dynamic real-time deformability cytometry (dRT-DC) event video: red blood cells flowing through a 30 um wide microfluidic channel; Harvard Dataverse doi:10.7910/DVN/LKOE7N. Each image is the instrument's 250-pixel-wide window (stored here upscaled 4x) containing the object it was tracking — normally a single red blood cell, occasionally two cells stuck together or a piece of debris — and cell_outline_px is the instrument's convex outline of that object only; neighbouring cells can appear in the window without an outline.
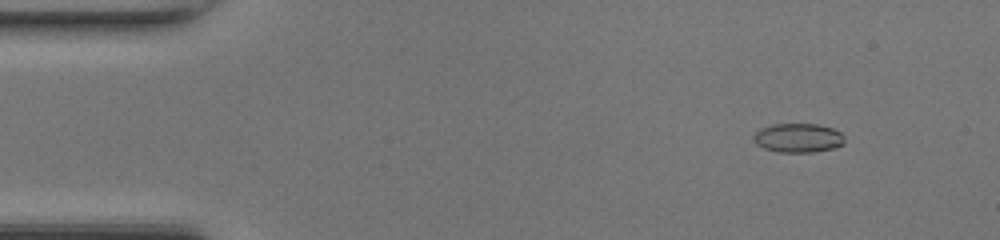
{"species": "common noctule bat (a hibernating species)", "species_latin": "Nyctalus noctula", "temperature_condition": "room temperature", "stored_images_in_passage": 48, "camera_frame_rate_fps": 3000, "um_per_image_px": 0.085, "animal": {"sex": "female", "body_mass_g": 17.0, "forearm_length_mm": 48.0}, "frame": {"image": 1, "passage_image": 6, "time_ms": 1.667, "image_size_px": [1000, 240], "cell_outline_px": [[844, 144], [836, 148], [812, 152], [780, 152], [764, 148], [756, 144], [752, 140], [752, 136], [760, 128], [772, 124], [816, 124], [832, 128], [840, 132], [844, 136]], "centroid_in_image_um": [67.83, 11.72], "position_along_channel_um": 17.2, "area_um2": 15.55}}
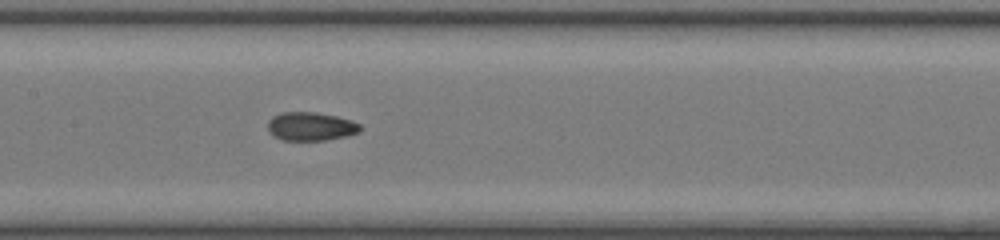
{"frame": {"image": 2, "passage_image": 24, "time_ms": 7.667, "image_size_px": [1000, 240], "cell_outline_px": [[360, 132], [348, 136], [324, 140], [284, 140], [272, 136], [268, 132], [268, 120], [272, 116], [280, 112], [316, 112], [336, 116], [360, 124]], "centroid_in_image_um": [26.37, 10.74], "position_along_channel_um": 181.0, "area_um2": 15.43}}
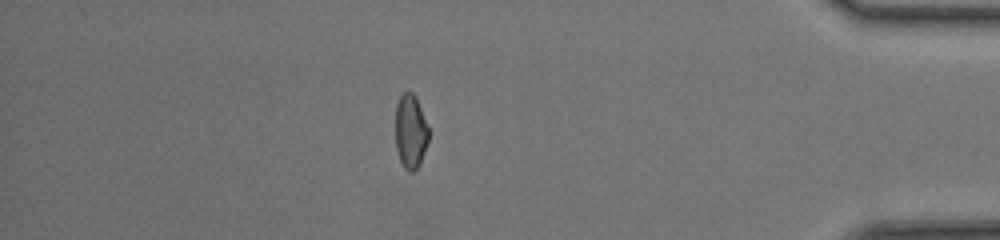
{"frame": {"image": 3, "passage_image": 42, "time_ms": 13.667, "image_size_px": [1000, 240], "cell_outline_px": [[428, 140], [420, 164], [412, 172], [408, 172], [404, 168], [400, 160], [396, 148], [396, 104], [400, 96], [404, 92], [412, 92], [416, 96], [428, 128]], "centroid_in_image_um": [34.89, 11.18], "position_along_channel_um": 400.3, "area_um2": 14.22}, "authors_computed_cell_mechanics": {"area_um2": 15.2014, "velocity_mm_per_s": 4.3989, "shape_relaxation_time_tau1_ms": null, "shape_relaxation_time_tau2_ms": 1.614, "deformation_change_tau1": null, "deformation_change_tau2": 0.0723}}